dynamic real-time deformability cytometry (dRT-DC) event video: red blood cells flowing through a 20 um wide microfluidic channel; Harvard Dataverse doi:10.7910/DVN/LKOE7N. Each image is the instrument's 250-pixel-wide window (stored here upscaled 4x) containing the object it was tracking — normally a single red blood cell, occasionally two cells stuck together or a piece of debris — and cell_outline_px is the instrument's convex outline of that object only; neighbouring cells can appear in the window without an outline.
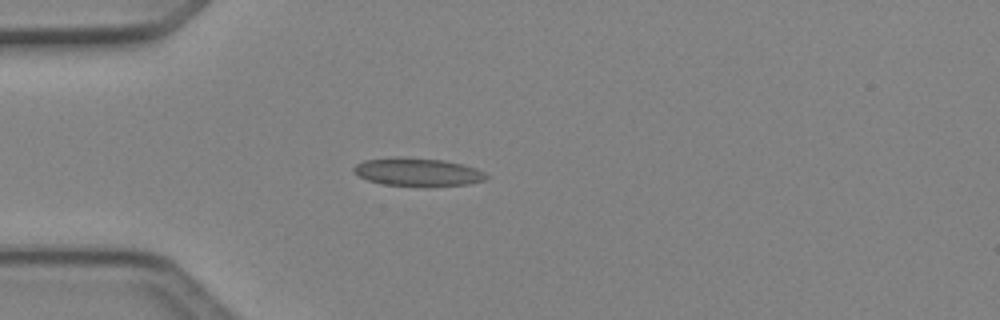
{"species": "Egyptian fruit bat (a non-hibernating species)", "species_latin": "Rousettus aegyptiacus", "temperature_condition": "cold", "stored_images_in_passage": 4, "camera_frame_rate_fps": 3000, "um_per_image_px": 0.085, "animal": {"sex": "female"}, "frame": {"image": 1, "passage_image": 4, "time_ms": 1.0, "image_size_px": [1000, 320], "cell_outline_px": [[488, 176], [484, 180], [468, 184], [424, 188], [384, 184], [368, 180], [352, 172], [352, 168], [356, 164], [364, 160], [396, 156], [444, 160], [476, 168], [484, 172]], "centroid_in_image_um": [35.48, 14.64], "position_along_channel_um": 49.5, "area_um2": 22.2}}